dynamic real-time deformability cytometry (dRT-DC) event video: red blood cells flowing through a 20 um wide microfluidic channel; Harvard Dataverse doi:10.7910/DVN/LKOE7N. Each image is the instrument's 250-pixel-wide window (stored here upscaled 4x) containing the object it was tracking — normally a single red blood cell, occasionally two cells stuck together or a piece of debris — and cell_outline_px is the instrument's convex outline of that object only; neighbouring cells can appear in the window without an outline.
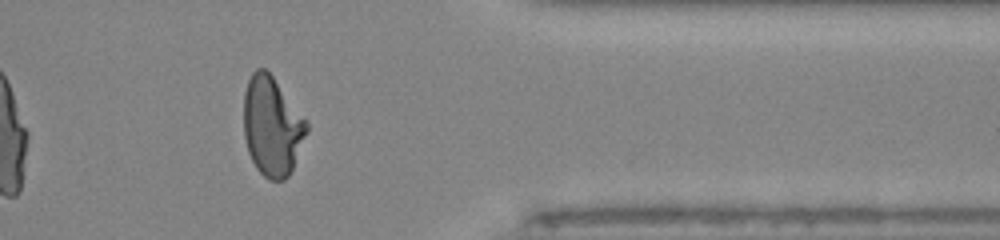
{"species": "human", "species_latin": "Homo sapiens", "temperature_condition": "room temperature", "stored_images_in_passage": 37, "camera_frame_rate_fps": 3000, "um_per_image_px": 0.085, "donor": {"sex": "male"}, "frame": {"image": 1, "passage_image": 32, "time_ms": 10.333, "image_size_px": [1000, 240], "cell_outline_px": [[308, 132], [292, 168], [288, 176], [284, 180], [268, 180], [256, 168], [248, 152], [244, 136], [244, 92], [248, 80], [252, 72], [256, 68], [264, 68], [272, 76], [308, 120]], "centroid_in_image_um": [23.13, 10.73], "position_along_channel_um": 388.3, "area_um2": 36.47}, "authors_computed_cell_mechanics": {"area_um2": 36.5874, "velocity_mm_per_s": 4.1662, "shape_relaxation_time_tau1_ms": 8.1638, "shape_relaxation_time_tau2_ms": 1.4769, "deformation_change_tau1": 0.328, "deformation_change_tau2": 0.0795}}